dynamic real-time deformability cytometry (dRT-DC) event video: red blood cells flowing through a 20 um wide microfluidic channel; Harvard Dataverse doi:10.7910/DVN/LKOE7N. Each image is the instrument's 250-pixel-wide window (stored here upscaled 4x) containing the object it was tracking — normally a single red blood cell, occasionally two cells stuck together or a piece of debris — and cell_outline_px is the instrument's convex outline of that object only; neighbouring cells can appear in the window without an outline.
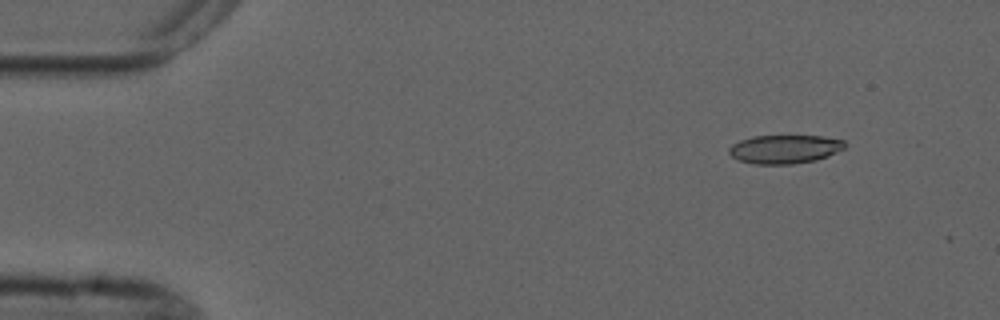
{"species": "common noctule bat (a hibernating species)", "species_latin": "Nyctalus noctula", "temperature_condition": "cold", "stored_images_in_passage": 6, "camera_frame_rate_fps": 3000, "um_per_image_px": 0.085, "animal": {"sex": "male", "forearm_length_mm": 52.5}, "frame": {"image": 1, "passage_image": 2, "time_ms": 1.333, "image_size_px": [1000, 320], "cell_outline_px": [[844, 148], [828, 156], [816, 160], [792, 164], [756, 164], [736, 160], [728, 152], [728, 148], [732, 144], [740, 140], [752, 136], [824, 136], [844, 140]], "centroid_in_image_um": [66.66, 12.68], "position_along_channel_um": 18.3, "area_um2": 19.36}}
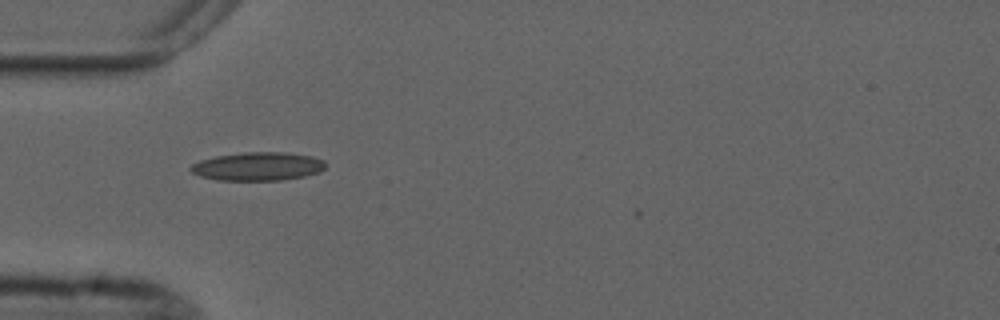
{"frame": {"image": 2, "passage_image": 5, "time_ms": 5.0, "image_size_px": [1000, 320], "cell_outline_px": [[324, 168], [320, 172], [304, 176], [280, 180], [216, 180], [200, 176], [192, 172], [188, 168], [192, 164], [200, 160], [216, 156], [244, 152], [284, 152], [312, 156], [324, 160]], "centroid_in_image_um": [21.9, 14.14], "position_along_channel_um": 63.1, "area_um2": 22.31}}
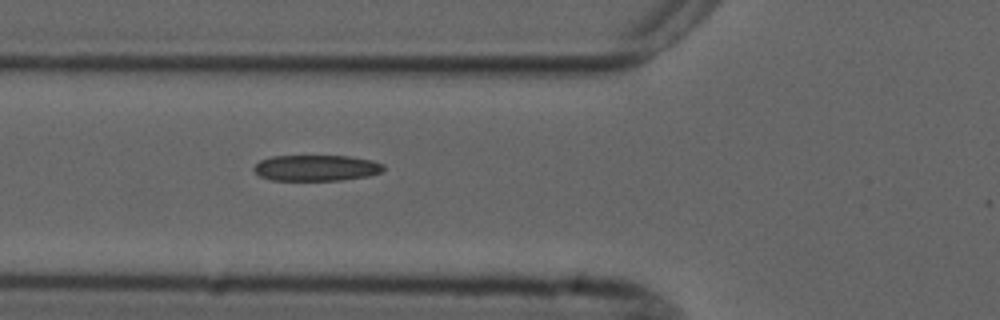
{"frame": {"image": 3, "passage_image": 6, "time_ms": 6.0, "image_size_px": [1000, 320], "cell_outline_px": [[384, 168], [380, 172], [368, 176], [340, 180], [272, 180], [260, 176], [252, 168], [260, 160], [272, 156], [352, 156], [372, 160], [384, 164]], "centroid_in_image_um": [26.89, 14.27], "position_along_channel_um": 98.9, "area_um2": 19.59}}